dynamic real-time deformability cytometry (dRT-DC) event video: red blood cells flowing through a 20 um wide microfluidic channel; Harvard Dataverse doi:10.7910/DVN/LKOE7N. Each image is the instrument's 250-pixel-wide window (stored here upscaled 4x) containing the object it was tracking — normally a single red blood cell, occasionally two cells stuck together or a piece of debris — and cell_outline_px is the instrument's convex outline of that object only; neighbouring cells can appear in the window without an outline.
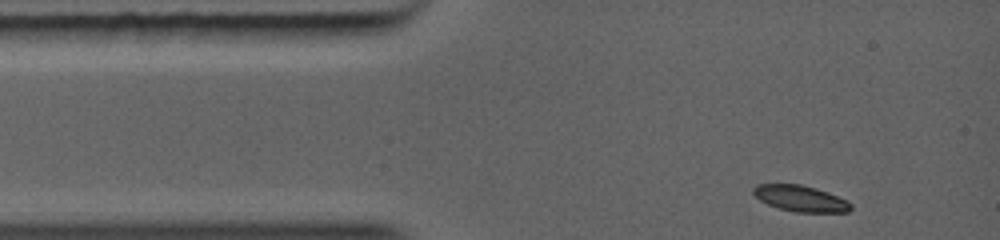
{"species": "common noctule bat (a hibernating species)", "species_latin": "Nyctalus noctula", "temperature_condition": "warm", "stored_images_in_passage": 3, "camera_frame_rate_fps": 5000, "um_per_image_px": 0.085, "animal": {"sex": "female", "body_mass_g": 19.0, "forearm_length_mm": 56.7}, "frame": {"image": 1, "passage_image": 1, "time_ms": 0.0, "image_size_px": [1000, 240], "cell_outline_px": [[852, 208], [848, 212], [796, 212], [776, 208], [760, 200], [752, 192], [752, 188], [756, 184], [800, 184], [816, 188], [828, 192], [848, 200], [852, 204]], "centroid_in_image_um": [68.05, 16.87], "position_along_channel_um": 16.9, "area_um2": 14.97}}
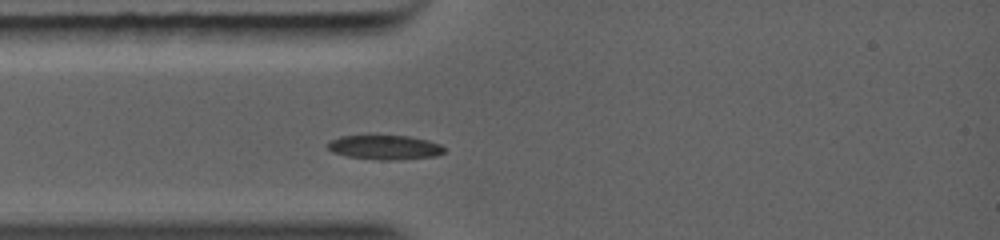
{"frame": {"image": 2, "passage_image": 3, "time_ms": 1.6, "image_size_px": [1000, 240], "cell_outline_px": [[444, 152], [436, 156], [396, 160], [380, 160], [348, 156], [332, 152], [324, 144], [328, 140], [340, 136], [368, 132], [408, 136], [428, 140], [440, 144], [444, 148]], "centroid_in_image_um": [32.61, 12.46], "position_along_channel_um": 52.4, "area_um2": 17.57}}